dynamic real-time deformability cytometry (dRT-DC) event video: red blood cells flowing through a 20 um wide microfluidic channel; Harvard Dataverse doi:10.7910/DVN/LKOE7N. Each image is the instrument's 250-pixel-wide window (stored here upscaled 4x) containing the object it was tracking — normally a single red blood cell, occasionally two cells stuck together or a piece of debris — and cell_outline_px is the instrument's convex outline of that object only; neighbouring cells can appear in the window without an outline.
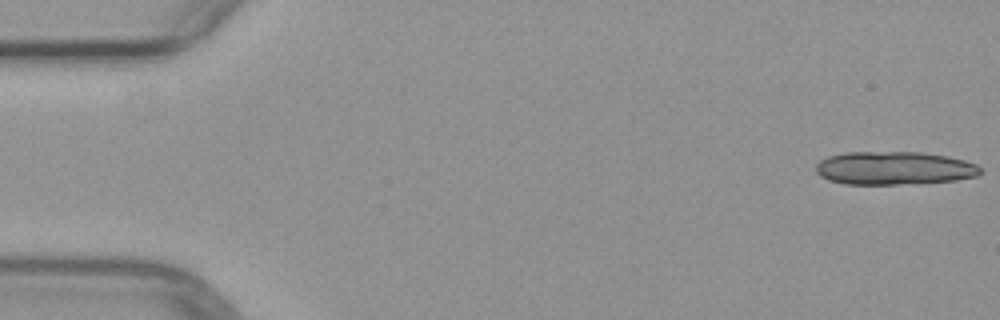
{"species": "common noctule bat (a hibernating species)", "species_latin": "Nyctalus noctula", "temperature_condition": "warm", "stored_images_in_passage": 6, "segment_of_instrument_passage": [1, 2], "camera_frame_rate_fps": 3000, "um_per_image_px": 0.085, "animal": {"sex": "female", "body_mass_g": 29.2, "forearm_length_mm": 56.3}, "frame": {"image": 1, "passage_image": 1, "time_ms": 0.0, "image_size_px": [1000, 320], "cell_outline_px": [[980, 172], [976, 176], [956, 180], [896, 184], [844, 184], [828, 180], [820, 176], [816, 172], [816, 164], [820, 160], [828, 156], [848, 152], [920, 152], [948, 156], [964, 160], [976, 164], [980, 168]], "centroid_in_image_um": [75.96, 14.28], "position_along_channel_um": 9.0, "area_um2": 31.73}}